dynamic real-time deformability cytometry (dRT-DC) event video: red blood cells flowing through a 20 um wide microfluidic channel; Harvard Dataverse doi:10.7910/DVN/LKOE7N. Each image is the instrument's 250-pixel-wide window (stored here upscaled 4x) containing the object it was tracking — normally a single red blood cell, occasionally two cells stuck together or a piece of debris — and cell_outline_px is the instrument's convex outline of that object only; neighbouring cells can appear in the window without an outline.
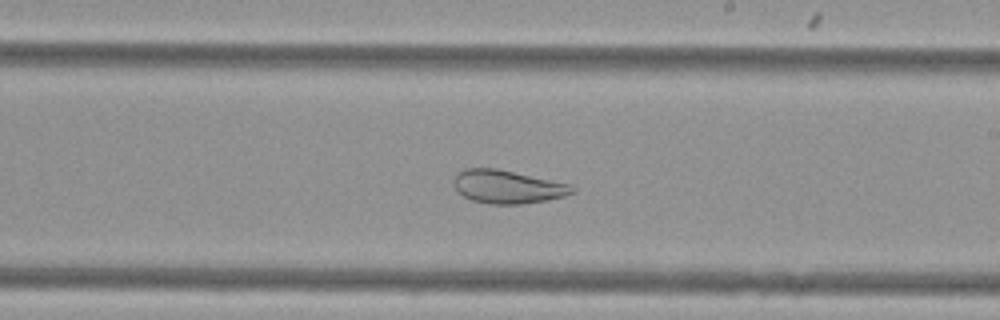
{"species": "Egyptian fruit bat (a non-hibernating species)", "species_latin": "Rousettus aegyptiacus", "temperature_condition": "cold", "stored_images_in_passage": 47, "camera_frame_rate_fps": 3000, "um_per_image_px": 0.085, "animal": {"sex": "female"}, "frame": {"image": 1, "passage_image": 25, "time_ms": 8.0, "image_size_px": [1000, 320], "cell_outline_px": [[576, 192], [564, 196], [544, 200], [520, 204], [488, 204], [472, 200], [456, 192], [456, 176], [464, 168], [496, 168], [572, 184], [576, 188]], "centroid_in_image_um": [43.18, 15.87], "position_along_channel_um": 245.8, "area_um2": 22.83}}
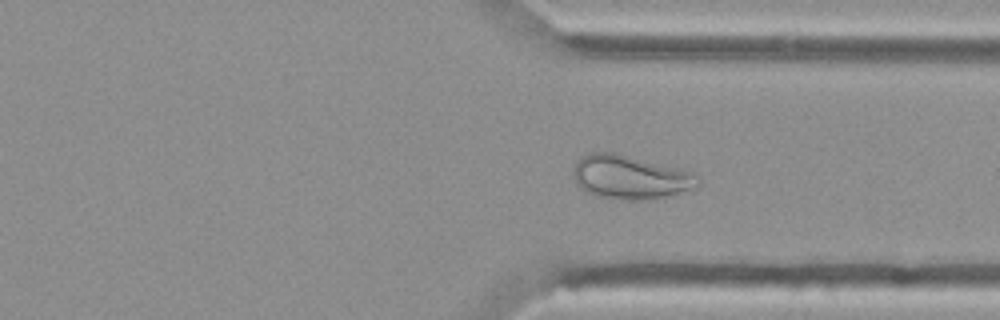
{"frame": {"image": 2, "passage_image": 34, "time_ms": 11.0, "image_size_px": [1000, 320], "cell_outline_px": [[700, 184], [668, 196], [648, 200], [628, 200], [600, 196], [588, 192], [580, 188], [576, 184], [572, 176], [572, 168], [588, 152], [616, 152], [676, 168], [688, 172], [696, 176], [700, 180]], "centroid_in_image_um": [53.49, 15.06], "position_along_channel_um": 357.9, "area_um2": 31.33}}
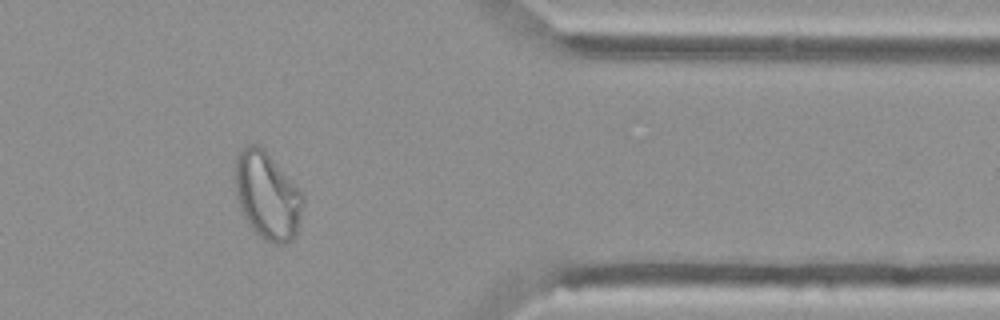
{"frame": {"image": 3, "passage_image": 38, "time_ms": 12.333, "image_size_px": [1000, 320], "cell_outline_px": [[304, 200], [300, 224], [296, 236], [292, 240], [284, 244], [276, 244], [260, 236], [248, 224], [240, 212], [236, 196], [236, 156], [248, 144], [256, 144], [264, 148], [296, 184], [304, 196]], "centroid_in_image_um": [22.74, 16.64], "position_along_channel_um": 388.7, "area_um2": 34.8}}